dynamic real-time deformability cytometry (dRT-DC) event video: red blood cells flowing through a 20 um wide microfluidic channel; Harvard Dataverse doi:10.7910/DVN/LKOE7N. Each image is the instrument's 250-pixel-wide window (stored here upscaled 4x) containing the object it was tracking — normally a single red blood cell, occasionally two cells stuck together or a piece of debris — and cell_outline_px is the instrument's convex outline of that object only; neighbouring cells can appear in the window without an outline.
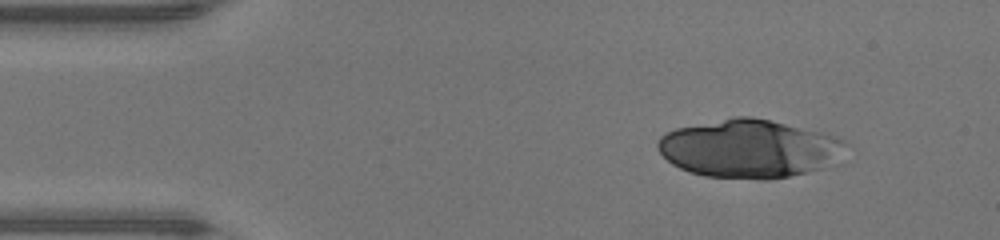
{"species": "human", "species_latin": "Homo sapiens", "temperature_condition": "warm", "stored_images_in_passage": 16, "camera_frame_rate_fps": 3000, "um_per_image_px": 0.085, "donor": {"sex": "male"}, "frame": {"image": 1, "passage_image": 5, "time_ms": 1.333, "image_size_px": [1000, 240], "cell_outline_px": [[848, 144], [840, 164], [808, 172], [768, 180], [760, 180], [704, 176], [688, 172], [672, 164], [656, 148], [656, 144], [660, 136], [664, 132], [676, 128], [736, 116], [752, 116], [836, 136], [844, 140]], "centroid_in_image_um": [63.73, 12.65], "position_along_channel_um": 21.3, "area_um2": 64.56}}